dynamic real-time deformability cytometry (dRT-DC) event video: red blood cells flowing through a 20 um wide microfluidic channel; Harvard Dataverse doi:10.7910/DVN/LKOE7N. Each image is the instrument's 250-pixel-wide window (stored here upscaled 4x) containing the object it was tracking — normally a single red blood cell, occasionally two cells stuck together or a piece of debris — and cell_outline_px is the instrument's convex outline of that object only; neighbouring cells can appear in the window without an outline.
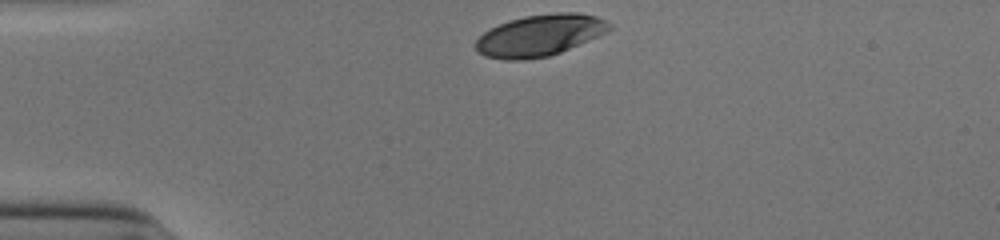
{"species": "human", "species_latin": "Homo sapiens", "temperature_condition": "cold", "stored_images_in_passage": 31, "camera_frame_rate_fps": 3000, "um_per_image_px": 0.085, "donor": {"sex": "male"}, "frame": {"image": 1, "passage_image": 1, "time_ms": 0.0, "image_size_px": [1000, 240], "cell_outline_px": [[612, 28], [608, 32], [560, 52], [548, 56], [524, 60], [504, 60], [484, 56], [476, 48], [476, 40], [488, 28], [508, 20], [524, 16], [556, 12], [580, 12], [596, 16], [612, 24]], "centroid_in_image_um": [45.88, 2.99], "position_along_channel_um": 39.1, "area_um2": 32.48}}
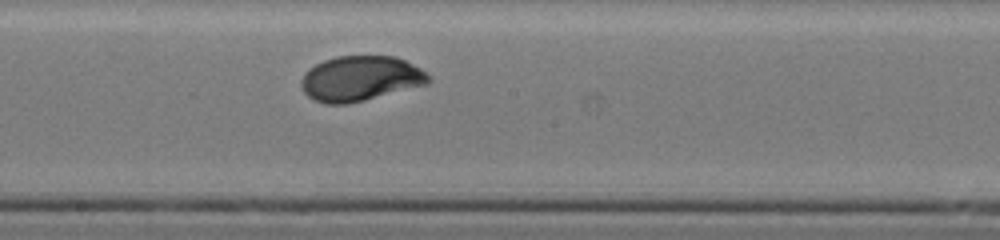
{"frame": {"image": 2, "passage_image": 18, "time_ms": 5.667, "image_size_px": [1000, 240], "cell_outline_px": [[432, 80], [428, 84], [348, 104], [324, 104], [312, 100], [304, 92], [300, 84], [300, 80], [304, 72], [308, 68], [324, 60], [336, 56], [396, 56], [420, 68]], "centroid_in_image_um": [30.59, 6.68], "position_along_channel_um": 217.6, "area_um2": 33.58}}
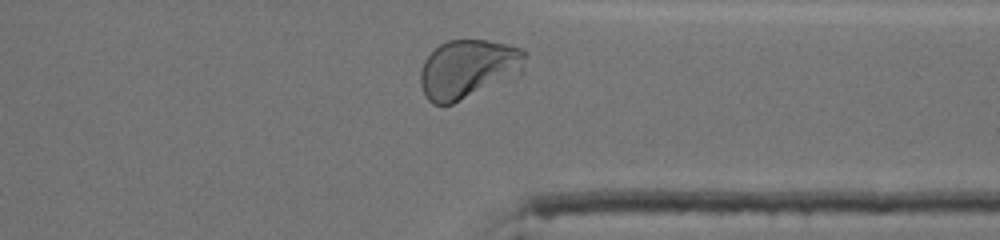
{"frame": {"image": 3, "passage_image": 30, "time_ms": 9.667, "image_size_px": [1000, 240], "cell_outline_px": [[524, 72], [520, 76], [452, 104], [432, 104], [424, 96], [420, 84], [420, 68], [424, 60], [440, 44], [448, 40], [488, 40], [524, 48]], "centroid_in_image_um": [39.81, 5.88], "position_along_channel_um": 371.6, "area_um2": 36.47}, "authors_computed_cell_mechanics": {"area_um2": 33.235, "velocity_mm_per_s": 3.8601, "shape_relaxation_time_tau1_ms": 3.0842, "shape_relaxation_time_tau2_ms": null, "deformation_change_tau1": 0.1608, "deformation_change_tau2": null}}